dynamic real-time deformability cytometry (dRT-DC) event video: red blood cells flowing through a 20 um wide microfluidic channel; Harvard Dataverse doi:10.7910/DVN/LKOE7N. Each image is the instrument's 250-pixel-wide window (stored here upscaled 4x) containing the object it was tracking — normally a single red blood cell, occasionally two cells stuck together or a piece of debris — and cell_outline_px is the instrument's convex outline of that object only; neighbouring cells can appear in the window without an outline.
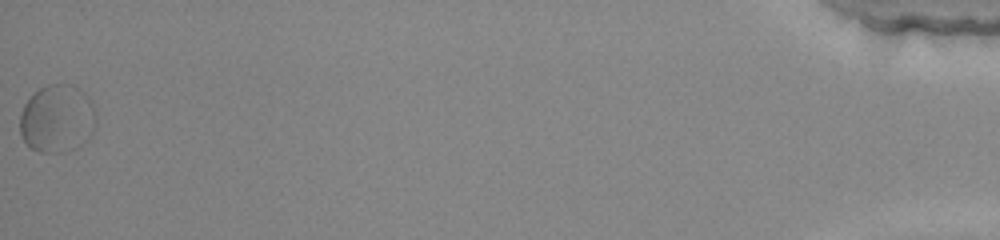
{"species": "common noctule bat (a hibernating species)", "species_latin": "Nyctalus noctula", "temperature_condition": "warm", "stored_images_in_passage": 52, "segment_of_instrument_passage": [2, 2], "camera_frame_rate_fps": 3000, "um_per_image_px": 0.085, "animal": {"sex": "female", "body_mass_g": 22.0, "forearm_length_mm": 56.7}, "frame": {"image": 1, "passage_image": 52, "time_ms": 17.0, "image_size_px": [1000, 240], "cell_outline_px": [[96, 124], [88, 140], [80, 144], [52, 152], [40, 152], [28, 148], [20, 132], [20, 116], [24, 104], [40, 88], [48, 84], [68, 84], [84, 92], [92, 100], [96, 112]], "centroid_in_image_um": [4.87, 10.06], "position_along_channel_um": 430.3, "area_um2": 29.88}}